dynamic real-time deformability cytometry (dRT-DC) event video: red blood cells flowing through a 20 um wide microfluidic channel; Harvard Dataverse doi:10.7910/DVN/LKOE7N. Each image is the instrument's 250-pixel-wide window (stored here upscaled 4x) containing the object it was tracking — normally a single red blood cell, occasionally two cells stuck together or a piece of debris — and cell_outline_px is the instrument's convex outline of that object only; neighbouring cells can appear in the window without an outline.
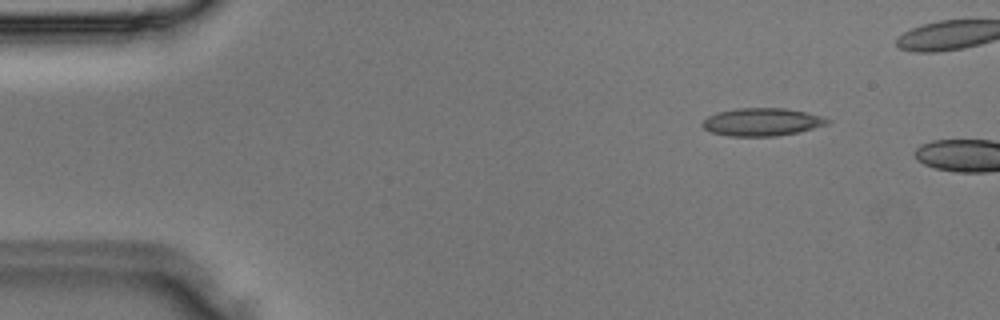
{"species": "Egyptian fruit bat (a non-hibernating species)", "species_latin": "Rousettus aegyptiacus", "temperature_condition": "room temperature", "stored_images_in_passage": 4, "camera_frame_rate_fps": 3000, "um_per_image_px": 0.085, "animal": {"sex": "male"}, "frame": {"image": 1, "passage_image": 4, "time_ms": 1.0, "image_size_px": [1000, 320], "cell_outline_px": [[832, 120], [828, 124], [796, 132], [776, 136], [728, 136], [712, 132], [704, 128], [700, 124], [708, 116], [720, 112], [740, 108], [784, 108], [824, 116]], "centroid_in_image_um": [64.78, 10.37], "position_along_channel_um": 20.2, "area_um2": 20.06}}